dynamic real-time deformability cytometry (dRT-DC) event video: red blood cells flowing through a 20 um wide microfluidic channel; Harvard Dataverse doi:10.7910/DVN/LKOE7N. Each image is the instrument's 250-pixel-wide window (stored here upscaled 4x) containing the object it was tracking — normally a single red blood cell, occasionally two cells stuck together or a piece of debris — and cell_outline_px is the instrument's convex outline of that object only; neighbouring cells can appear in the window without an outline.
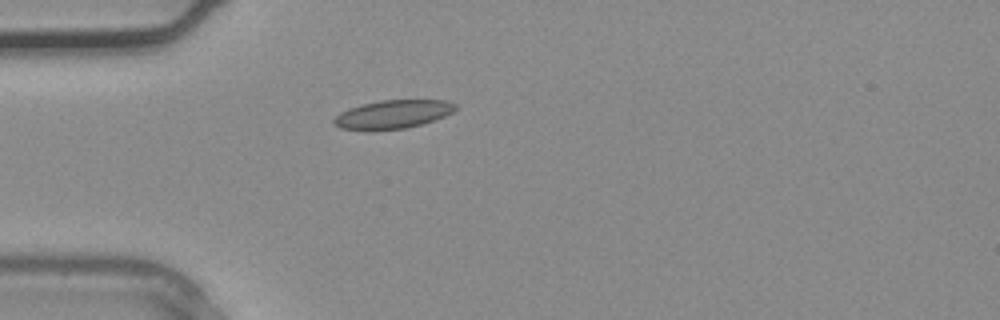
{"species": "common noctule bat (a hibernating species)", "species_latin": "Nyctalus noctula", "temperature_condition": "warm", "stored_images_in_passage": 2, "camera_frame_rate_fps": 3000, "um_per_image_px": 0.085, "animal": {"sex": "male", "body_mass_g": 20.4}, "frame": {"image": 1, "passage_image": 2, "time_ms": 0.333, "image_size_px": [1000, 320], "cell_outline_px": [[456, 108], [452, 112], [444, 116], [420, 124], [404, 128], [340, 128], [332, 124], [332, 120], [340, 112], [348, 108], [380, 100], [444, 100], [456, 104]], "centroid_in_image_um": [33.39, 9.68], "position_along_channel_um": 51.6, "area_um2": 19.42}}